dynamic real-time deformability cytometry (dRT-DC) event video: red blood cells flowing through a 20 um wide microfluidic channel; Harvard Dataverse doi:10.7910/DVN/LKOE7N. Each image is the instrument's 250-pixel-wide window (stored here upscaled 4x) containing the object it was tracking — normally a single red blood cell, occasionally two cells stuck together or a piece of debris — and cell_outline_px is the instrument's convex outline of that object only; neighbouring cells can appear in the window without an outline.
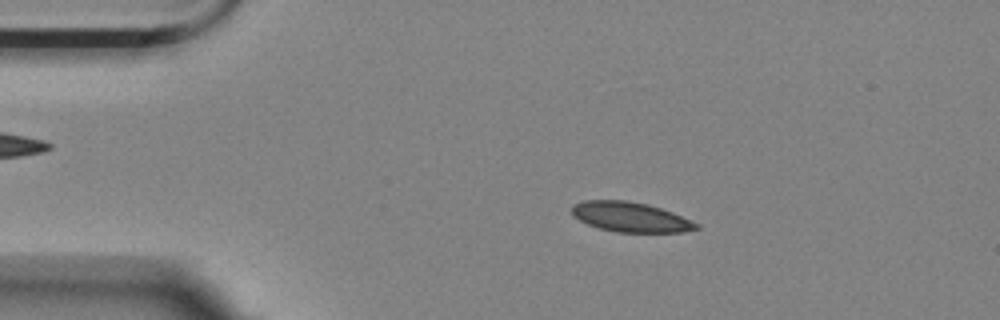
{"species": "Egyptian fruit bat (a non-hibernating species)", "species_latin": "Rousettus aegyptiacus", "temperature_condition": "room temperature", "stored_images_in_passage": 56, "camera_frame_rate_fps": 3000, "um_per_image_px": 0.085, "animal": {"sex": "female"}, "frame": {"image": 1, "passage_image": 10, "time_ms": 3.0, "image_size_px": [1000, 320], "cell_outline_px": [[700, 228], [684, 232], [616, 232], [600, 228], [588, 224], [572, 216], [572, 208], [576, 204], [584, 200], [628, 200], [648, 204], [672, 212], [700, 224]], "centroid_in_image_um": [53.61, 18.44], "position_along_channel_um": 31.4, "area_um2": 21.62}}
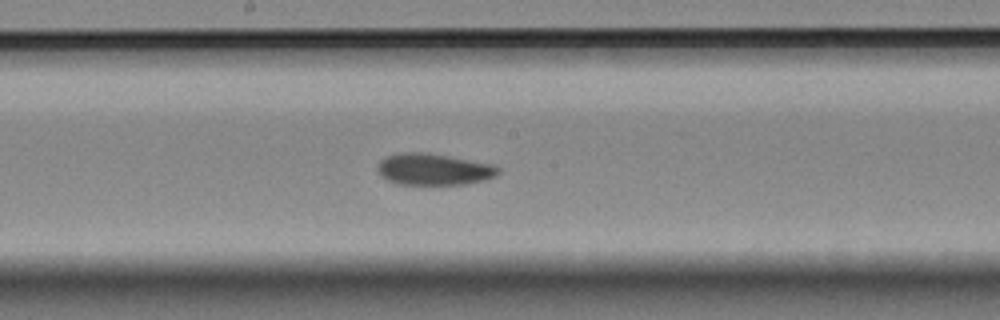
{"frame": {"image": 2, "passage_image": 29, "time_ms": 9.333, "image_size_px": [1000, 320], "cell_outline_px": [[500, 172], [496, 176], [484, 180], [464, 184], [396, 184], [380, 176], [376, 168], [380, 160], [384, 156], [400, 152], [428, 152], [496, 164], [500, 168]], "centroid_in_image_um": [36.86, 14.37], "position_along_channel_um": 211.3, "area_um2": 22.66}}
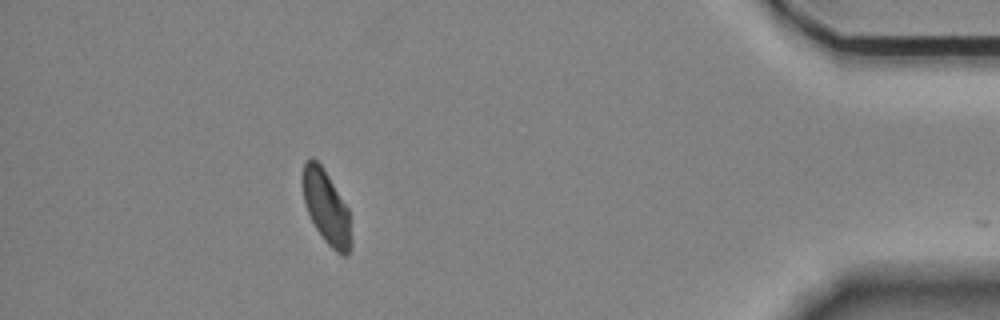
{"frame": {"image": 3, "passage_image": 50, "time_ms": 16.333, "image_size_px": [1000, 320], "cell_outline_px": [[352, 244], [348, 256], [340, 256], [324, 240], [316, 228], [308, 212], [304, 200], [304, 164], [312, 156], [324, 168], [348, 208], [352, 240]], "centroid_in_image_um": [27.79, 17.68], "position_along_channel_um": 407.4, "area_um2": 20.52}, "authors_computed_cell_mechanics": {"area_um2": 22.1374, "velocity_mm_per_s": 3.531, "shape_relaxation_time_tau1_ms": 4.2154, "shape_relaxation_time_tau2_ms": null, "deformation_change_tau1": 0.0939, "deformation_change_tau2": null}}